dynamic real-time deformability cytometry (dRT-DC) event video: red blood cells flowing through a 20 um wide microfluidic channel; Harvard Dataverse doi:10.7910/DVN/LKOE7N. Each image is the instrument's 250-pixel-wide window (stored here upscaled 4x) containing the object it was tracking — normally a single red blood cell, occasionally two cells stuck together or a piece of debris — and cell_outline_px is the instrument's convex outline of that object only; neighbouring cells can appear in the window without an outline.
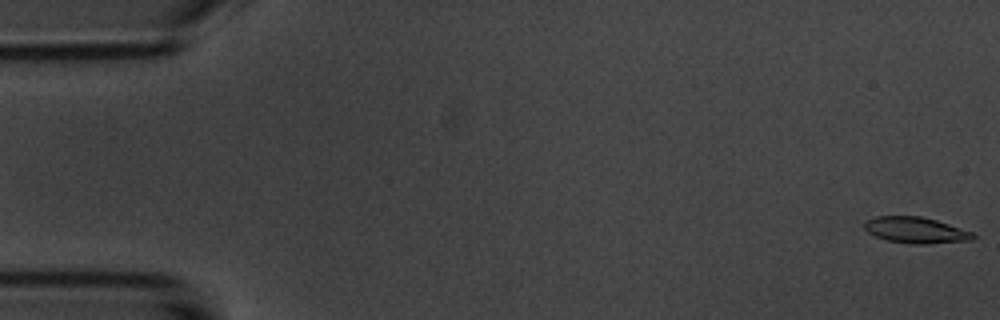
{"species": "common noctule bat (a hibernating species)", "species_latin": "Nyctalus noctula", "temperature_condition": "room temperature", "stored_images_in_passage": 54, "camera_frame_rate_fps": 3000, "um_per_image_px": 0.085, "animal": {"sex": "male", "body_mass_g": 20.1, "forearm_length_mm": 53.5}, "frame": {"image": 1, "passage_image": 1, "time_ms": 0.0, "image_size_px": [1000, 320], "cell_outline_px": [[976, 236], [972, 240], [924, 244], [912, 244], [888, 240], [876, 236], [868, 232], [864, 228], [864, 220], [876, 216], [920, 216], [936, 220], [972, 232]], "centroid_in_image_um": [77.81, 19.55], "position_along_channel_um": 7.2, "area_um2": 16.42}}
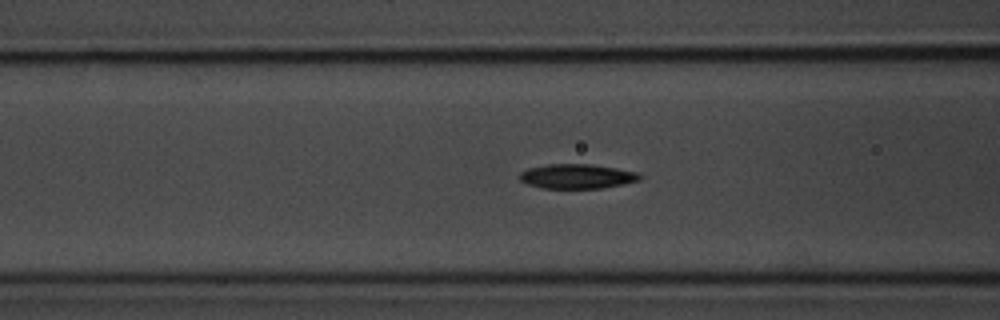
{"frame": {"image": 2, "passage_image": 21, "time_ms": 6.667, "image_size_px": [1000, 320], "cell_outline_px": [[644, 176], [640, 180], [624, 184], [604, 188], [540, 188], [528, 184], [520, 180], [520, 172], [528, 168], [548, 164], [588, 164], [616, 168], [640, 172]], "centroid_in_image_um": [49.09, 14.99], "position_along_channel_um": 117.5, "area_um2": 17.34}}
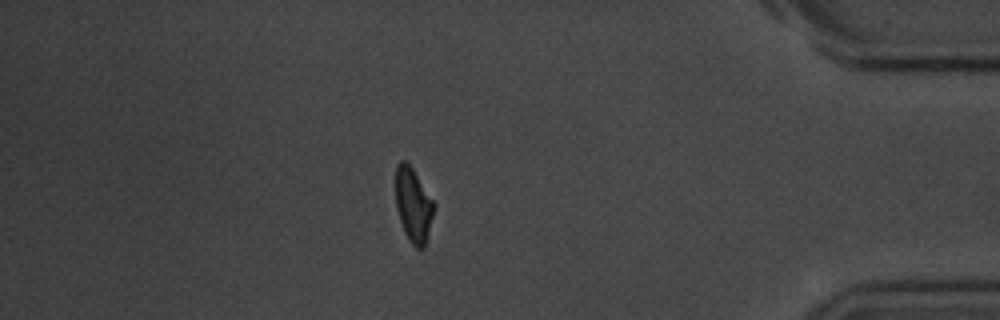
{"frame": {"image": 3, "passage_image": 47, "time_ms": 15.333, "image_size_px": [1000, 320], "cell_outline_px": [[436, 204], [428, 236], [424, 248], [416, 248], [408, 240], [404, 232], [396, 208], [396, 164], [400, 160], [404, 160], [412, 168]], "centroid_in_image_um": [35.14, 17.44], "position_along_channel_um": 400.1, "area_um2": 16.65}, "authors_computed_cell_mechanics": {"area_um2": 17.3111, "velocity_mm_per_s": 3.7062, "shape_relaxation_time_tau1_ms": 2.5208, "shape_relaxation_time_tau2_ms": 4.0625, "deformation_change_tau1": 0.1163, "deformation_change_tau2": 0.0925}}